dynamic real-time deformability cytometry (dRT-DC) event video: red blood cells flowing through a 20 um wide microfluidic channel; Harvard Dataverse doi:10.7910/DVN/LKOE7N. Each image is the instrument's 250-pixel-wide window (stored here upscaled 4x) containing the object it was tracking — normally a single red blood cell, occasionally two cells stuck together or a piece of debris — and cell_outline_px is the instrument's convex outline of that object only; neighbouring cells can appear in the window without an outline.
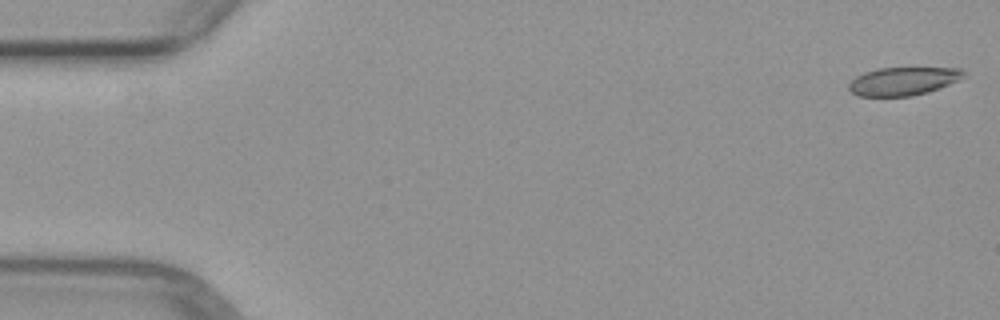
{"species": "common noctule bat (a hibernating species)", "species_latin": "Nyctalus noctula", "temperature_condition": "warm", "stored_images_in_passage": 2, "segment_of_instrument_passage": [2, 2], "camera_frame_rate_fps": 3000, "um_per_image_px": 0.085, "animal": {"sex": "female", "body_mass_g": 29.2, "forearm_length_mm": 56.3}, "frame": {"image": 1, "passage_image": 2, "time_ms": 1.333, "image_size_px": [1000, 320], "cell_outline_px": [[964, 76], [948, 84], [928, 92], [912, 96], [856, 96], [848, 88], [848, 84], [856, 76], [864, 72], [876, 68], [960, 68], [964, 72]], "centroid_in_image_um": [76.71, 6.9], "position_along_channel_um": 8.3, "area_um2": 18.73}}